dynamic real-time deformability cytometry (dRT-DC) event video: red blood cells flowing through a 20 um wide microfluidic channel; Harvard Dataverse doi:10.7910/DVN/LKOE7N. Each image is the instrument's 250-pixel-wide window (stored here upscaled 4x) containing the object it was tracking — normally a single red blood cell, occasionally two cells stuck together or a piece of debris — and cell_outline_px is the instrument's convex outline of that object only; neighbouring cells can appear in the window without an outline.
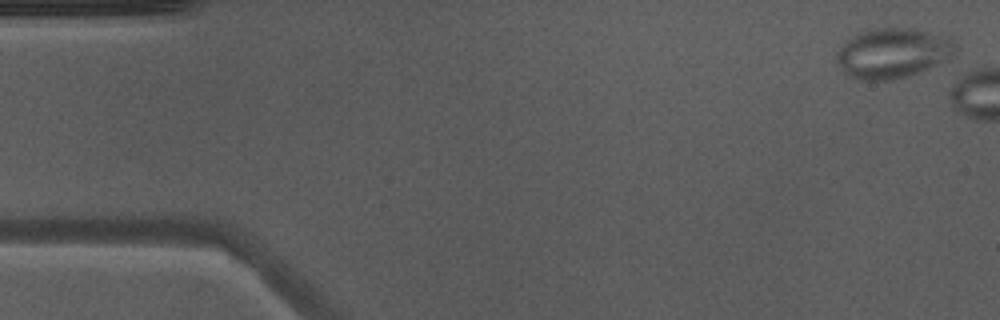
{"species": "Egyptian fruit bat (a non-hibernating species)", "species_latin": "Rousettus aegyptiacus", "temperature_condition": "warm", "stored_images_in_passage": 6, "camera_frame_rate_fps": 3000, "um_per_image_px": 0.085, "animal": {"sex": "male"}, "frame": {"image": 1, "passage_image": 2, "time_ms": 0.333, "image_size_px": [1000, 320], "cell_outline_px": [[952, 56], [948, 60], [940, 64], [920, 72], [908, 76], [892, 80], [856, 80], [848, 76], [840, 68], [836, 60], [836, 52], [852, 36], [860, 32], [880, 28], [916, 28], [952, 36]], "centroid_in_image_um": [75.89, 4.52], "position_along_channel_um": 9.1, "area_um2": 34.85}}